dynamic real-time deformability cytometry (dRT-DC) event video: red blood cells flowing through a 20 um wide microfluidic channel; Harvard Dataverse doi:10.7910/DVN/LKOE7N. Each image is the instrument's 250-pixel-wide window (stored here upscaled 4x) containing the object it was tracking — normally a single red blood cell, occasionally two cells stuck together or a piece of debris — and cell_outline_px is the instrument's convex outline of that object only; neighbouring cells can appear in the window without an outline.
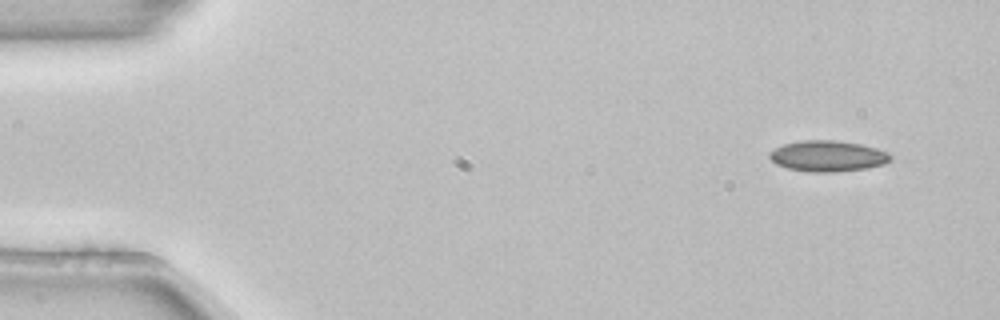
{"species": "common noctule bat (a hibernating species)", "species_latin": "Nyctalus noctula", "temperature_condition": "room temperature", "stored_images_in_passage": 5, "segment_of_instrument_passage": [1, 2], "camera_frame_rate_fps": 3000, "um_per_image_px": 0.085, "animal": {"sex": "female", "body_mass_g": 22.7, "forearm_length_mm": 54.2}, "frame": {"image": 1, "passage_image": 1, "time_ms": 0.0, "image_size_px": [1000, 320], "cell_outline_px": [[892, 160], [884, 164], [868, 168], [836, 172], [808, 172], [788, 168], [776, 164], [768, 156], [768, 152], [784, 144], [804, 140], [836, 140], [860, 144], [876, 148], [888, 152], [892, 156]], "centroid_in_image_um": [70.38, 13.27], "position_along_channel_um": 14.6, "area_um2": 21.91}}
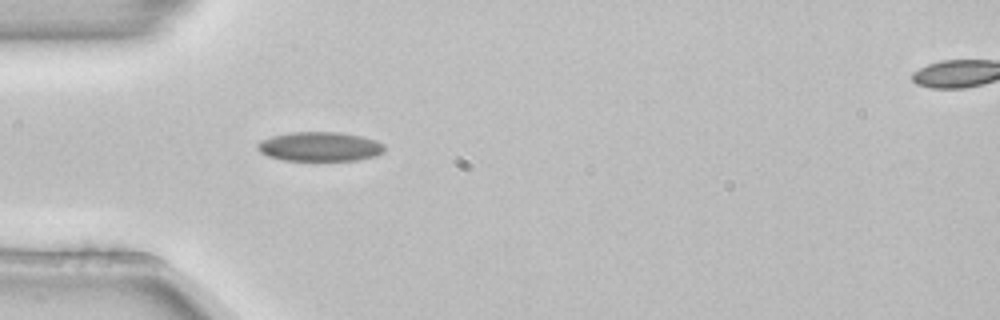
{"frame": {"image": 2, "passage_image": 4, "time_ms": 1.0, "image_size_px": [1000, 320], "cell_outline_px": [[384, 152], [376, 156], [356, 160], [284, 160], [268, 156], [260, 152], [256, 148], [256, 144], [260, 140], [272, 136], [288, 132], [340, 132], [360, 136], [376, 140], [384, 144]], "centroid_in_image_um": [27.16, 12.45], "position_along_channel_um": 57.8, "area_um2": 21.79}}